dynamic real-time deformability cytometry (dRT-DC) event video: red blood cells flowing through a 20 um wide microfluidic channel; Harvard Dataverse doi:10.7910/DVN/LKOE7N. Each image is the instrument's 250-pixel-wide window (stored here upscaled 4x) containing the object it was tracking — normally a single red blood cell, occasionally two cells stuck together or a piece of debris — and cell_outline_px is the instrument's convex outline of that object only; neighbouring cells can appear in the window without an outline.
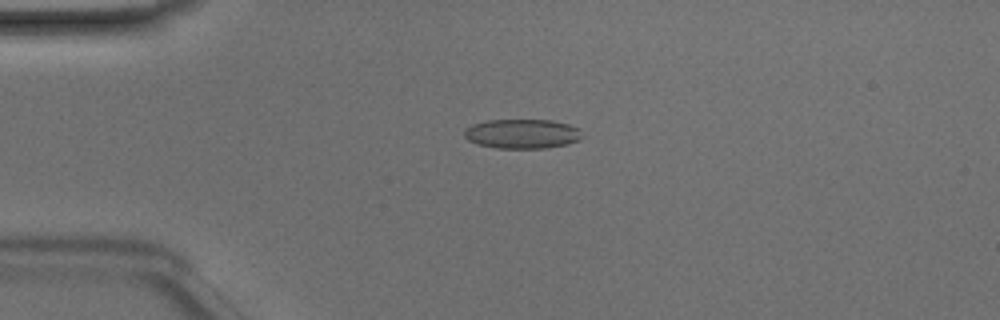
{"species": "Egyptian fruit bat (a non-hibernating species)", "species_latin": "Rousettus aegyptiacus", "temperature_condition": "room temperature", "stored_images_in_passage": 43, "camera_frame_rate_fps": 3000, "um_per_image_px": 0.085, "animal": {"sex": "male"}, "frame": {"image": 1, "passage_image": 6, "time_ms": 1.667, "image_size_px": [1000, 320], "cell_outline_px": [[584, 136], [580, 140], [568, 144], [544, 148], [496, 148], [476, 144], [468, 140], [464, 136], [464, 128], [472, 124], [488, 120], [552, 120], [568, 124], [580, 128]], "centroid_in_image_um": [44.4, 11.37], "position_along_channel_um": 40.6, "area_um2": 20.52}}
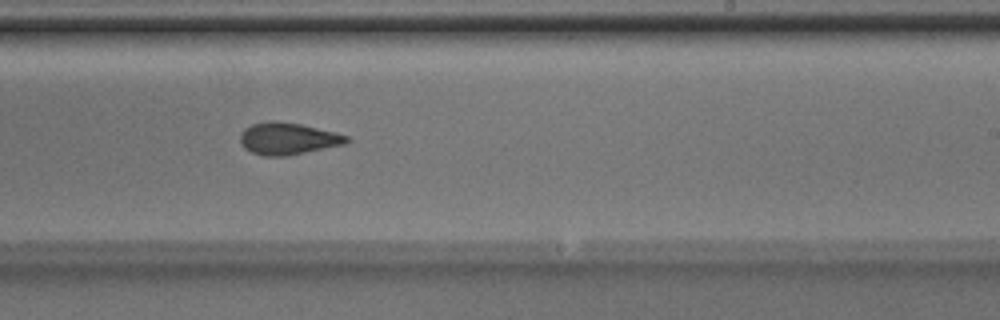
{"frame": {"image": 2, "passage_image": 24, "time_ms": 7.667, "image_size_px": [1000, 320], "cell_outline_px": [[352, 140], [344, 144], [284, 156], [264, 156], [252, 152], [244, 148], [240, 140], [240, 136], [244, 128], [252, 124], [272, 120], [300, 124], [348, 136]], "centroid_in_image_um": [24.44, 11.78], "position_along_channel_um": 264.6, "area_um2": 19.48}}
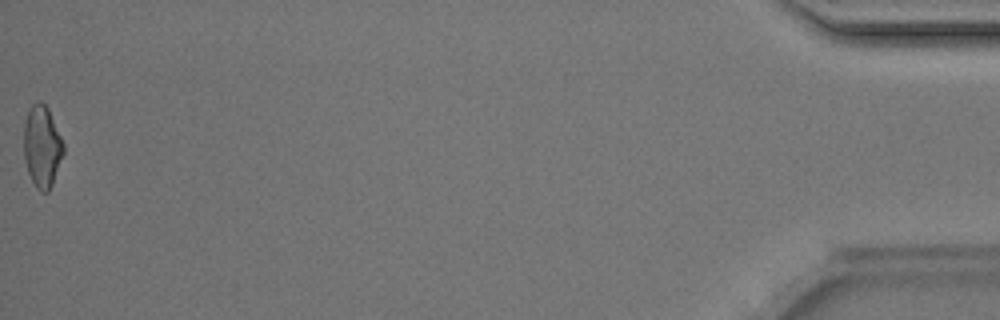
{"frame": {"image": 3, "passage_image": 43, "time_ms": 14.0, "image_size_px": [1000, 320], "cell_outline_px": [[64, 152], [52, 184], [48, 192], [40, 192], [36, 188], [28, 172], [24, 160], [24, 124], [28, 112], [32, 104], [36, 100], [40, 100], [48, 108], [64, 144]], "centroid_in_image_um": [3.57, 12.45], "position_along_channel_um": 431.6, "area_um2": 18.84}, "authors_computed_cell_mechanics": {"area_um2": 19.652, "velocity_mm_per_s": 4.1995, "shape_relaxation_time_tau1_ms": 5.9145, "shape_relaxation_time_tau2_ms": 2.4229, "deformation_change_tau1": 0.147, "deformation_change_tau2": 0.0886}}